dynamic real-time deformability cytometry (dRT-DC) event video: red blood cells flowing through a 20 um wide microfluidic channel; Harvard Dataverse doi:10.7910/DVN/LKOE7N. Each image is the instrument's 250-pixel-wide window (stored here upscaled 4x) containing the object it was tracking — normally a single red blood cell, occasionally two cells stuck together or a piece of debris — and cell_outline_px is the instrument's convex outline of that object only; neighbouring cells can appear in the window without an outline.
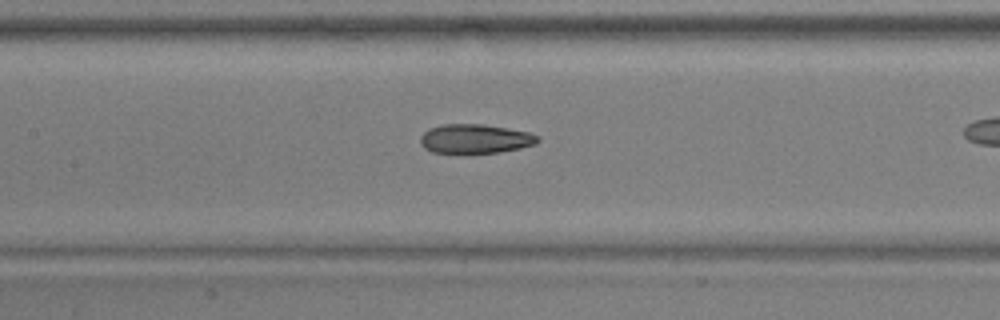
{"species": "common noctule bat (a hibernating species)", "species_latin": "Nyctalus noctula", "temperature_condition": "warm", "stored_images_in_passage": 33, "camera_frame_rate_fps": 3000, "um_per_image_px": 0.085, "animal": {"sex": "male", "body_mass_g": 17.9, "forearm_length_mm": 54.2}, "frame": {"image": 1, "passage_image": 15, "time_ms": 4.667, "image_size_px": [1000, 320], "cell_outline_px": [[540, 140], [536, 144], [520, 148], [496, 152], [432, 152], [424, 148], [420, 144], [420, 136], [428, 128], [444, 124], [484, 124], [508, 128], [528, 132], [540, 136]], "centroid_in_image_um": [40.39, 11.78], "position_along_channel_um": 167.0, "area_um2": 19.88}}
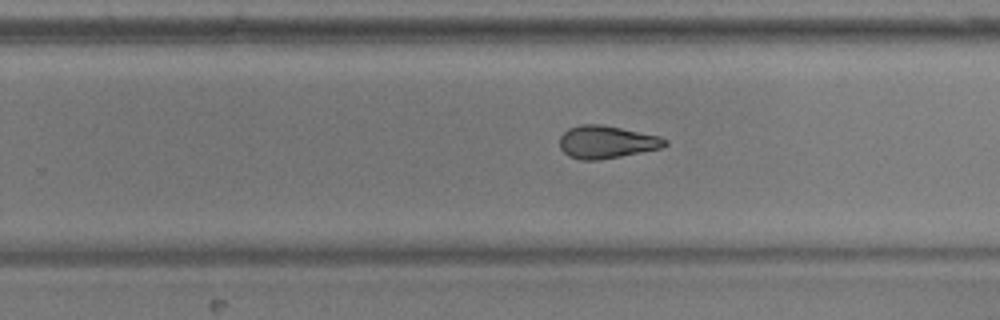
{"frame": {"image": 2, "passage_image": 24, "time_ms": 7.667, "image_size_px": [1000, 320], "cell_outline_px": [[668, 144], [660, 148], [620, 156], [596, 160], [580, 160], [568, 156], [560, 148], [560, 136], [568, 128], [580, 124], [600, 124], [660, 136], [668, 140]], "centroid_in_image_um": [51.53, 12.07], "position_along_channel_um": 278.3, "area_um2": 19.94}}
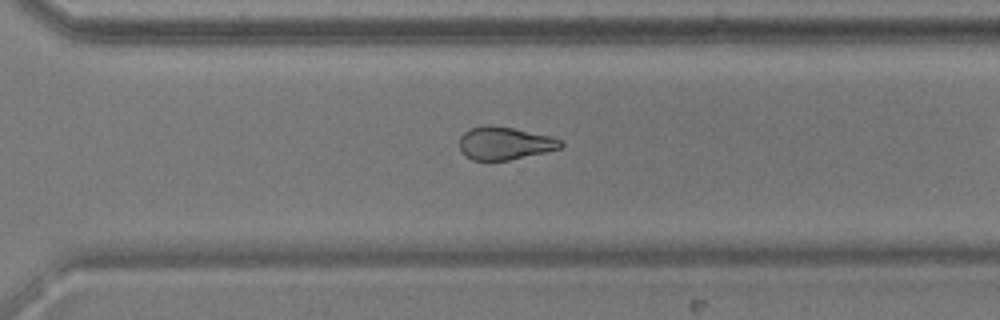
{"frame": {"image": 3, "passage_image": 28, "time_ms": 9.0, "image_size_px": [1000, 320], "cell_outline_px": [[564, 144], [560, 148], [544, 152], [508, 160], [472, 160], [464, 156], [460, 152], [460, 136], [468, 128], [484, 124], [492, 124], [552, 136], [564, 140]], "centroid_in_image_um": [42.87, 12.16], "position_along_channel_um": 327.7, "area_um2": 19.65}}